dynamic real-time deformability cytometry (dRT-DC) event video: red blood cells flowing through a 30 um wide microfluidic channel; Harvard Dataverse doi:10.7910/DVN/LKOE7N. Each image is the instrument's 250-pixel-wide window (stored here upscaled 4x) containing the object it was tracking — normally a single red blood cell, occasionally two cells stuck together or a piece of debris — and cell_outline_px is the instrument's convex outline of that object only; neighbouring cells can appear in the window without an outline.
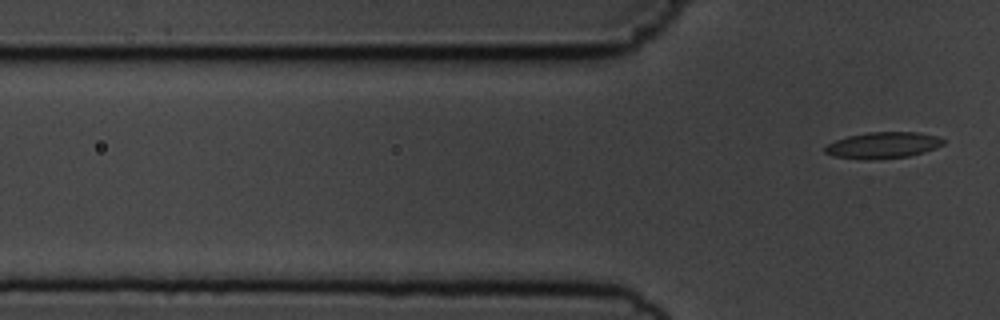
{"species": "common noctule bat (a hibernating species)", "species_latin": "Nyctalus noctula", "temperature_condition": "cold", "stored_images_in_passage": 3, "segment_of_instrument_passage": [2, 2], "camera_frame_rate_fps": 3000, "um_per_image_px": 0.085, "animal": {"sex": "male", "body_mass_g": 19.5, "forearm_length_mm": 54.6}, "frame": {"image": 1, "passage_image": 3, "time_ms": 2.333, "image_size_px": [1000, 320], "cell_outline_px": [[944, 144], [936, 148], [924, 152], [908, 156], [868, 160], [832, 156], [824, 152], [824, 148], [828, 144], [836, 140], [848, 136], [868, 132], [916, 132], [936, 136], [944, 140]], "centroid_in_image_um": [75.03, 12.34], "position_along_channel_um": 50.8, "area_um2": 18.03}}